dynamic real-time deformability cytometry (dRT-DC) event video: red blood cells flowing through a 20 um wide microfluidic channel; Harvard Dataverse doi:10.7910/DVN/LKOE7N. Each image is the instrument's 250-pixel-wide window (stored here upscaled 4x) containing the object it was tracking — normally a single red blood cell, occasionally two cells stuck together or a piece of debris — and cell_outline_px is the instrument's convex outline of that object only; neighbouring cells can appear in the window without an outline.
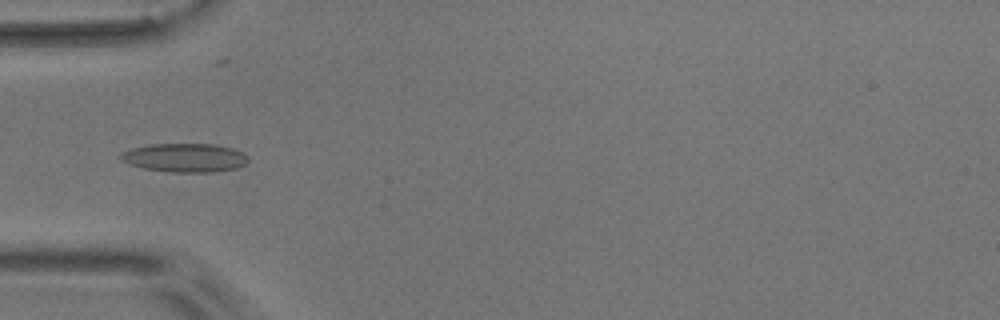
{"species": "common noctule bat (a hibernating species)", "species_latin": "Nyctalus noctula", "temperature_condition": "room temperature", "stored_images_in_passage": 5, "camera_frame_rate_fps": 3000, "um_per_image_px": 0.085, "animal": {"sex": "male", "body_mass_g": 17.9}, "frame": {"image": 1, "passage_image": 5, "time_ms": 5.0, "image_size_px": [1000, 320], "cell_outline_px": [[248, 160], [244, 164], [236, 168], [212, 172], [172, 172], [144, 168], [128, 164], [120, 160], [120, 156], [124, 152], [132, 148], [152, 144], [216, 144], [232, 148], [248, 156]], "centroid_in_image_um": [15.7, 13.4], "position_along_channel_um": 69.3, "area_um2": 21.15}}